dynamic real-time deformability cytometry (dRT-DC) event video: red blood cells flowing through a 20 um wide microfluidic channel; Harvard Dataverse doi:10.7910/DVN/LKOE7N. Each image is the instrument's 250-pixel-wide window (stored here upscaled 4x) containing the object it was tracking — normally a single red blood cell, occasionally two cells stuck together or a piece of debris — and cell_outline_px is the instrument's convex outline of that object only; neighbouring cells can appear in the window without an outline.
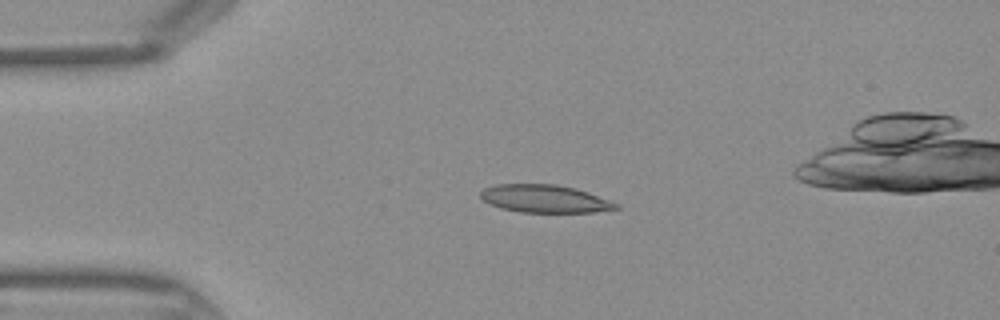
{"species": "Egyptian fruit bat (a non-hibernating species)", "species_latin": "Rousettus aegyptiacus", "temperature_condition": "warm", "stored_images_in_passage": 32, "camera_frame_rate_fps": 3000, "um_per_image_px": 0.085, "frame": {"image": 1, "passage_image": 1, "time_ms": 0.0, "image_size_px": [1000, 320], "cell_outline_px": [[620, 208], [592, 212], [520, 212], [500, 208], [488, 204], [480, 196], [480, 192], [484, 188], [496, 184], [556, 184], [576, 188], [588, 192], [620, 204]], "centroid_in_image_um": [46.29, 16.89], "position_along_channel_um": 38.7, "area_um2": 22.02}}
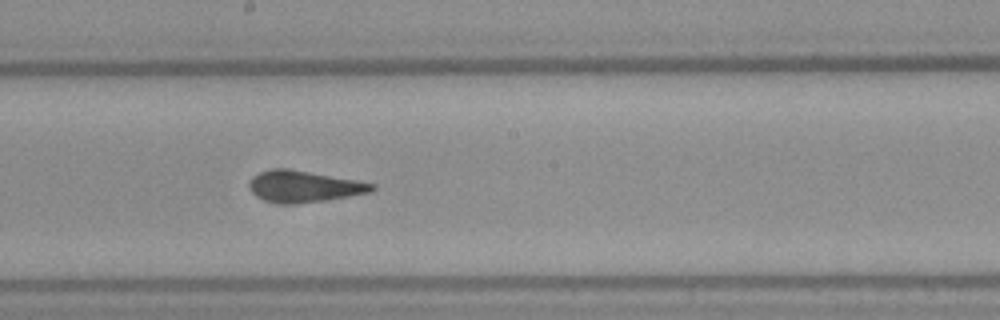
{"frame": {"image": 2, "passage_image": 15, "time_ms": 4.667, "image_size_px": [1000, 320], "cell_outline_px": [[376, 188], [372, 192], [328, 200], [288, 204], [284, 204], [264, 200], [256, 196], [248, 188], [248, 180], [252, 176], [260, 172], [280, 168], [284, 168], [356, 180], [376, 184]], "centroid_in_image_um": [25.83, 15.86], "position_along_channel_um": 222.4, "area_um2": 22.37}}
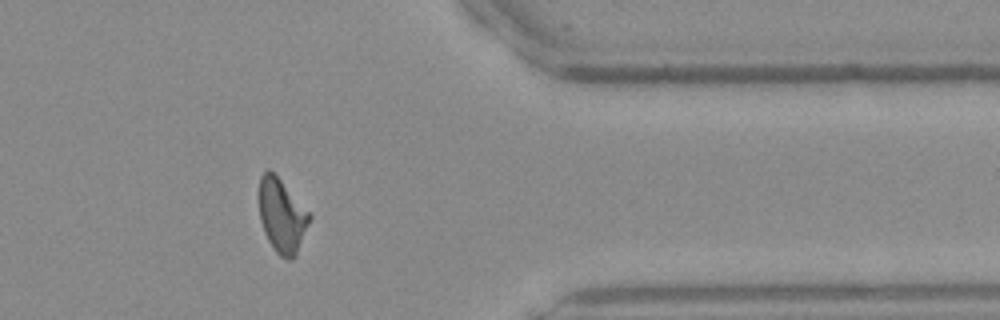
{"frame": {"image": 3, "passage_image": 27, "time_ms": 8.667, "image_size_px": [1000, 320], "cell_outline_px": [[312, 216], [296, 256], [292, 260], [288, 260], [280, 256], [276, 252], [268, 240], [264, 232], [260, 220], [260, 176], [268, 168], [280, 180]], "centroid_in_image_um": [23.97, 18.39], "position_along_channel_um": 387.4, "area_um2": 21.27}}